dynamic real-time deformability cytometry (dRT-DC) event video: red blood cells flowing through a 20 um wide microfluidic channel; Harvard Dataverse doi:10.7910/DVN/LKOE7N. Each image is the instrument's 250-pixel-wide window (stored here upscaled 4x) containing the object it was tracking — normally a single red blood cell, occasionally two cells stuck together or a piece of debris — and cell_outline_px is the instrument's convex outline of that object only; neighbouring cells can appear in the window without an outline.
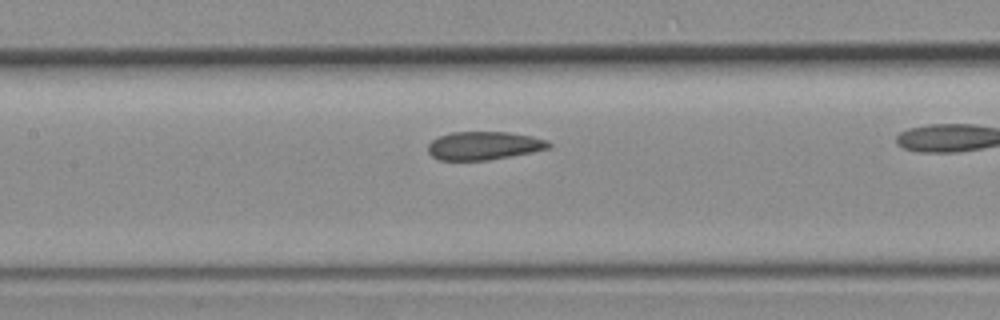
{"species": "common noctule bat (a hibernating species)", "species_latin": "Nyctalus noctula", "temperature_condition": "room temperature", "stored_images_in_passage": 31, "camera_frame_rate_fps": 3000, "um_per_image_px": 0.085, "animal": {"sex": "female", "body_mass_g": 19.3, "forearm_length_mm": 54.1}, "frame": {"image": 1, "passage_image": 9, "time_ms": 2.667, "image_size_px": [1000, 320], "cell_outline_px": [[552, 144], [548, 148], [532, 152], [488, 160], [440, 160], [432, 156], [428, 152], [428, 144], [432, 140], [440, 136], [452, 132], [508, 132], [532, 136], [548, 140]], "centroid_in_image_um": [41.13, 12.38], "position_along_channel_um": 166.3, "area_um2": 19.83}}
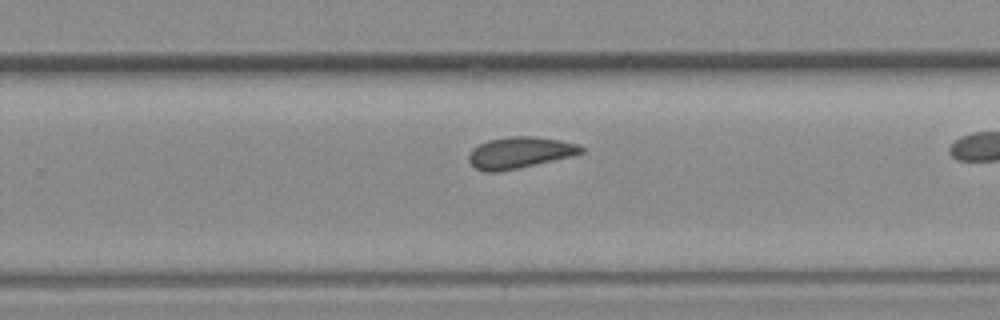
{"frame": {"image": 2, "passage_image": 16, "time_ms": 5.0, "image_size_px": [1000, 320], "cell_outline_px": [[584, 152], [520, 168], [500, 172], [484, 172], [476, 168], [468, 160], [468, 156], [472, 148], [488, 140], [512, 136], [532, 136], [560, 140], [576, 144], [584, 148]], "centroid_in_image_um": [44.12, 12.98], "position_along_channel_um": 285.7, "area_um2": 20.35}}
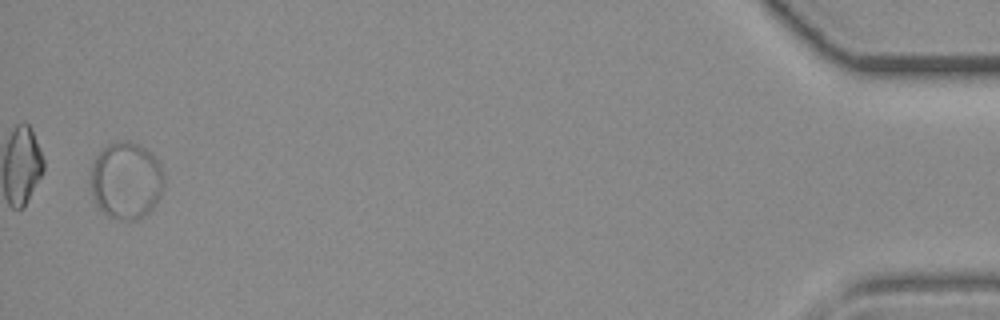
{"frame": {"image": 3, "passage_image": 30, "time_ms": 9.667, "image_size_px": [1000, 320], "cell_outline_px": [[164, 184], [160, 196], [156, 204], [144, 216], [136, 220], [124, 220], [108, 216], [96, 204], [92, 192], [92, 164], [96, 156], [108, 144], [124, 140], [128, 140], [144, 148], [160, 164], [164, 172]], "centroid_in_image_um": [10.74, 15.36], "position_along_channel_um": 424.5, "area_um2": 32.66}}